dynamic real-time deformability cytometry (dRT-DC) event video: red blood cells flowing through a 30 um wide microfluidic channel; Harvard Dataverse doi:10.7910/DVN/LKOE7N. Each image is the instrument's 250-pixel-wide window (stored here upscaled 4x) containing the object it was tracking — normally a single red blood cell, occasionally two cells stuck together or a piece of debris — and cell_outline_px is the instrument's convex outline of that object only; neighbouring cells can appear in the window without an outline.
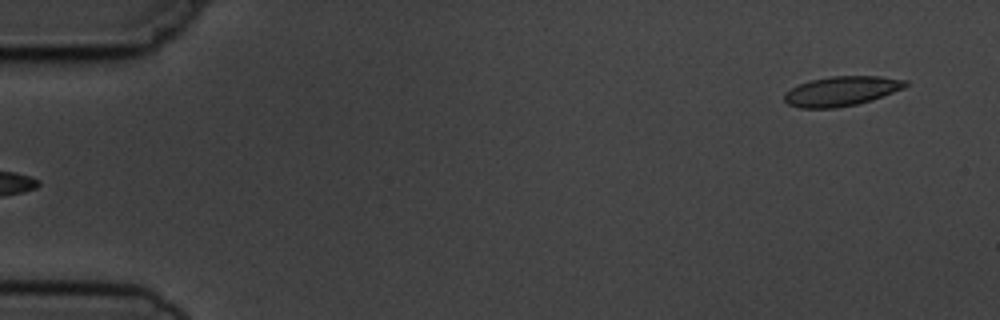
{"species": "common noctule bat (a hibernating species)", "species_latin": "Nyctalus noctula", "temperature_condition": "cold", "stored_images_in_passage": 5, "segment_of_instrument_passage": [2, 2], "camera_frame_rate_fps": 3000, "um_per_image_px": 0.085, "animal": {"sex": "male", "body_mass_g": 19.5, "forearm_length_mm": 54.6}, "frame": {"image": 1, "passage_image": 5, "time_ms": 5.667, "image_size_px": [1000, 320], "cell_outline_px": [[908, 84], [904, 88], [872, 100], [856, 104], [836, 108], [800, 108], [788, 104], [784, 100], [784, 92], [800, 84], [812, 80], [832, 76], [880, 76], [908, 80]], "centroid_in_image_um": [71.54, 7.74], "position_along_channel_um": 13.5, "area_um2": 20.87}}